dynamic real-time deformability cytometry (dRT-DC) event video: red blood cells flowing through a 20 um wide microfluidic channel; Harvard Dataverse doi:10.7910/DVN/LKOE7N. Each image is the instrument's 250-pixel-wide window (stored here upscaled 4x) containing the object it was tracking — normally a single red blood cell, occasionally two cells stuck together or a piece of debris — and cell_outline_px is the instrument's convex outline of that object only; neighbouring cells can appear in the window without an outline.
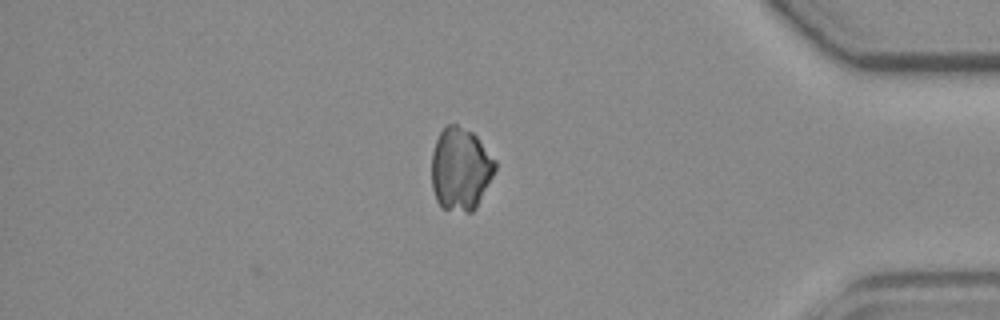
{"species": "common noctule bat (a hibernating species)", "species_latin": "Nyctalus noctula", "temperature_condition": "room temperature", "stored_images_in_passage": 36, "camera_frame_rate_fps": 3000, "um_per_image_px": 0.085, "animal": {"sex": "female", "body_mass_g": 19.3, "forearm_length_mm": 54.1}, "frame": {"image": 1, "passage_image": 36, "time_ms": 11.667, "image_size_px": [1000, 320], "cell_outline_px": [[496, 168], [476, 208], [472, 212], [468, 212], [444, 208], [436, 200], [432, 188], [432, 152], [436, 140], [440, 132], [448, 124], [456, 124], [472, 132], [476, 136], [496, 160]], "centroid_in_image_um": [39.14, 14.35], "position_along_channel_um": 396.1, "area_um2": 30.4}}